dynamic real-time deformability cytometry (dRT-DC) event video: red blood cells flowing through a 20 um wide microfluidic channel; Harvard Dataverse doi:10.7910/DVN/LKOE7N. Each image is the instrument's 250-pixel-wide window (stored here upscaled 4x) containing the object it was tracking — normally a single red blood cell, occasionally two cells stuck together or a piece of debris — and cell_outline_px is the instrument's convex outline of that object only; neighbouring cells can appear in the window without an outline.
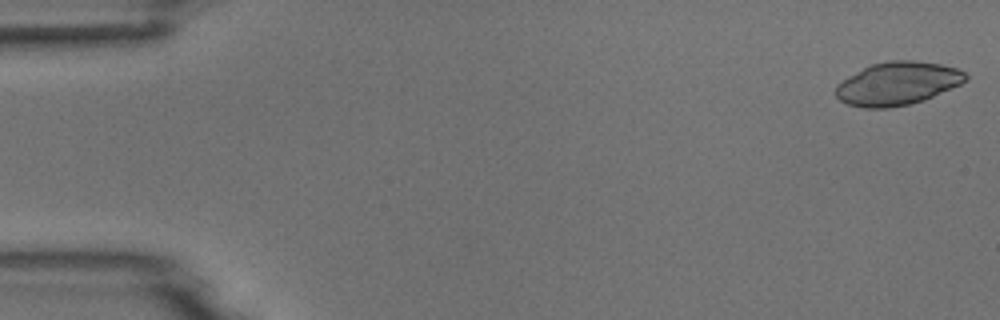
{"species": "common noctule bat (a hibernating species)", "species_latin": "Nyctalus noctula", "temperature_condition": "room temperature", "stored_images_in_passage": 5, "camera_frame_rate_fps": 3000, "um_per_image_px": 0.085, "animal": {"sex": "male", "body_mass_g": 18.8}, "frame": {"image": 1, "passage_image": 1, "time_ms": 0.0, "image_size_px": [1000, 320], "cell_outline_px": [[968, 76], [960, 84], [924, 100], [908, 104], [888, 108], [864, 108], [848, 104], [840, 100], [836, 96], [836, 84], [848, 76], [872, 64], [888, 60], [916, 60], [940, 64], [956, 68], [964, 72]], "centroid_in_image_um": [76.26, 7.09], "position_along_channel_um": 8.7, "area_um2": 32.43}}
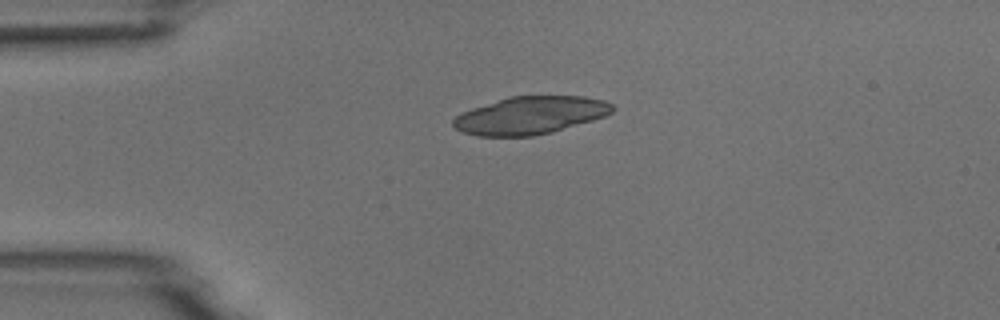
{"frame": {"image": 2, "passage_image": 4, "time_ms": 3.667, "image_size_px": [1000, 320], "cell_outline_px": [[616, 108], [612, 112], [604, 116], [592, 120], [552, 132], [532, 136], [476, 136], [464, 132], [456, 128], [452, 124], [452, 120], [456, 116], [472, 108], [508, 96], [584, 96], [604, 100], [612, 104]], "centroid_in_image_um": [45.08, 9.8], "position_along_channel_um": 39.9, "area_um2": 34.85}}